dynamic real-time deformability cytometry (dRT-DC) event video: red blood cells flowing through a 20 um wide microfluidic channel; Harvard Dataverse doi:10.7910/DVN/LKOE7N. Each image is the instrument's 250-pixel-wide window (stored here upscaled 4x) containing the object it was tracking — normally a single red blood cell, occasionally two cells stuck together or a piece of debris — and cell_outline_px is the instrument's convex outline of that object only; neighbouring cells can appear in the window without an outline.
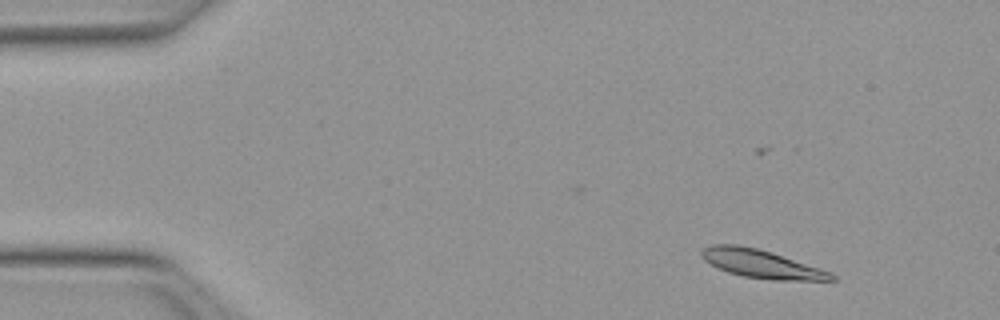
{"species": "Egyptian fruit bat (a non-hibernating species)", "species_latin": "Rousettus aegyptiacus", "temperature_condition": "warm", "stored_images_in_passage": 51, "camera_frame_rate_fps": 3000, "um_per_image_px": 0.085, "animal": {"sex": "female"}, "frame": {"image": 1, "passage_image": 5, "time_ms": 1.333, "image_size_px": [1000, 320], "cell_outline_px": [[836, 280], [772, 280], [744, 276], [728, 272], [704, 260], [700, 256], [700, 252], [704, 248], [712, 244], [736, 244], [756, 248], [772, 252], [832, 272], [836, 276]], "centroid_in_image_um": [64.73, 22.42], "position_along_channel_um": 20.3, "area_um2": 21.27}}
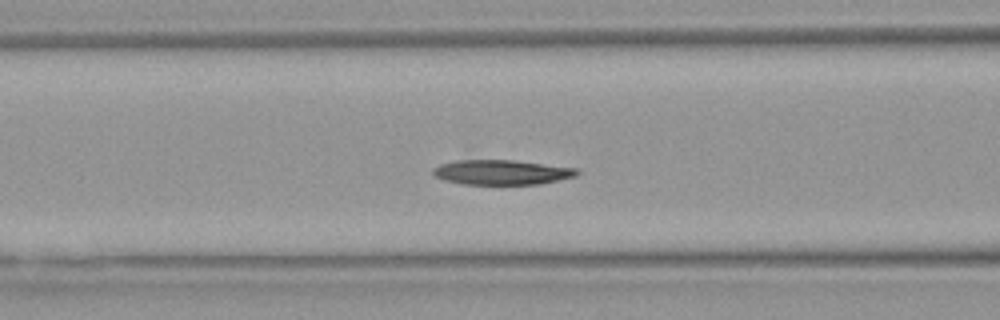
{"frame": {"image": 2, "passage_image": 20, "time_ms": 6.333, "image_size_px": [1000, 320], "cell_outline_px": [[580, 172], [576, 176], [540, 184], [460, 184], [444, 180], [432, 176], [432, 168], [440, 164], [456, 160], [512, 160], [576, 168]], "centroid_in_image_um": [42.58, 14.64], "position_along_channel_um": 124.0, "area_um2": 20.87}}
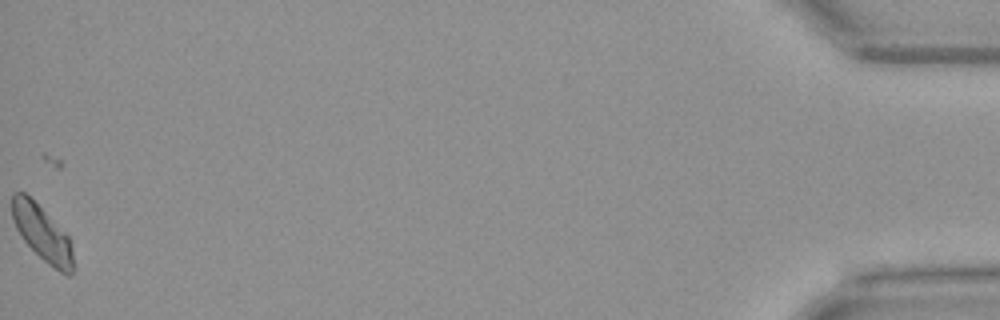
{"frame": {"image": 3, "passage_image": 51, "time_ms": 16.667, "image_size_px": [1000, 320], "cell_outline_px": [[76, 268], [72, 276], [68, 276], [60, 272], [48, 264], [20, 236], [12, 220], [12, 192], [24, 192], [68, 236], [72, 244]], "centroid_in_image_um": [3.63, 19.9], "position_along_channel_um": 431.6, "area_um2": 19.65}}